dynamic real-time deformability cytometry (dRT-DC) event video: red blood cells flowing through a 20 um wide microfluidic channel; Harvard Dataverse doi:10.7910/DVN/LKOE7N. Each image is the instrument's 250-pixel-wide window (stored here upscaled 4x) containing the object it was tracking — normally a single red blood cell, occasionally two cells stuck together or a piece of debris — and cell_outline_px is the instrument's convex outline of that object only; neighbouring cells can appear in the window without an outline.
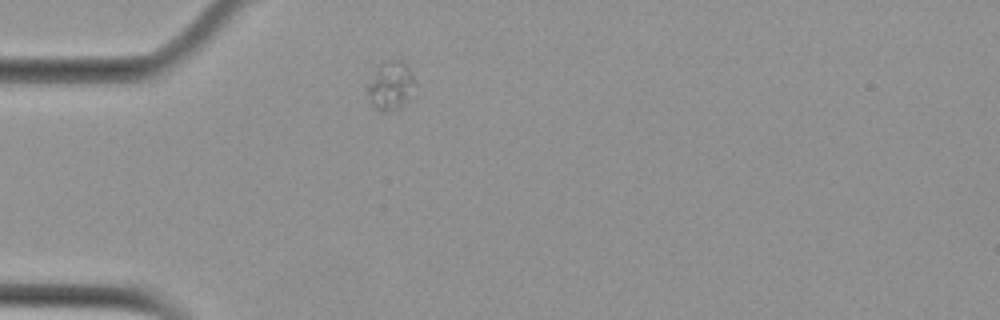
{"species": "Egyptian fruit bat (a non-hibernating species)", "species_latin": "Rousettus aegyptiacus", "temperature_condition": "cold", "stored_images_in_passage": 3, "camera_frame_rate_fps": 3000, "um_per_image_px": 0.085, "animal": {"sex": "female"}, "frame": {"image": 1, "passage_image": 1, "time_ms": 0.0, "image_size_px": [1000, 320], "cell_outline_px": [[416, 96], [392, 112], [380, 112], [368, 100], [368, 84], [376, 68], [380, 64], [388, 60], [404, 60], [416, 84]], "centroid_in_image_um": [33.26, 7.32], "position_along_channel_um": 51.7, "area_um2": 13.87}}